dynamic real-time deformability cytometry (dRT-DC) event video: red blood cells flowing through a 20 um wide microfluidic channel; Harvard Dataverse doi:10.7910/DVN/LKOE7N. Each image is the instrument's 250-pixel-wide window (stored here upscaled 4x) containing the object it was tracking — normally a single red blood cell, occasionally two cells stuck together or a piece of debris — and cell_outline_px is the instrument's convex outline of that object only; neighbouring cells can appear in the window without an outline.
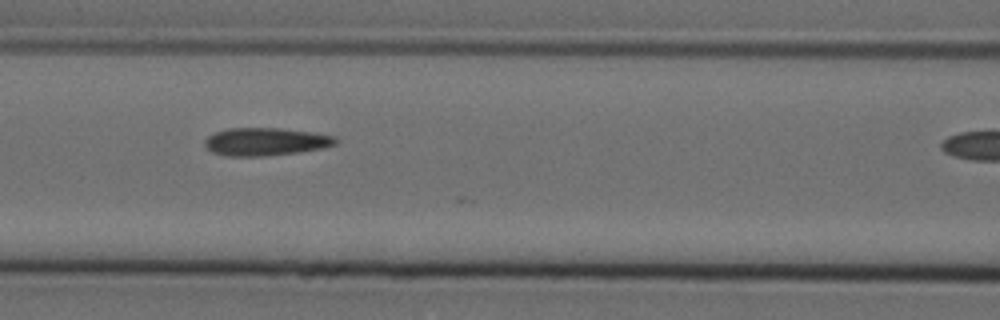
{"species": "Egyptian fruit bat (a non-hibernating species)", "species_latin": "Rousettus aegyptiacus", "temperature_condition": "cold", "stored_images_in_passage": 4, "camera_frame_rate_fps": 3000, "um_per_image_px": 0.085, "animal": {"sex": "female"}, "frame": {"image": 1, "passage_image": 3, "time_ms": 0.667, "image_size_px": [1000, 320], "cell_outline_px": [[340, 140], [336, 144], [320, 148], [300, 152], [264, 156], [224, 156], [212, 152], [204, 144], [204, 140], [208, 136], [216, 132], [228, 128], [280, 128], [312, 132], [336, 136]], "centroid_in_image_um": [22.59, 12.04], "position_along_channel_um": 144.0, "area_um2": 21.33}}